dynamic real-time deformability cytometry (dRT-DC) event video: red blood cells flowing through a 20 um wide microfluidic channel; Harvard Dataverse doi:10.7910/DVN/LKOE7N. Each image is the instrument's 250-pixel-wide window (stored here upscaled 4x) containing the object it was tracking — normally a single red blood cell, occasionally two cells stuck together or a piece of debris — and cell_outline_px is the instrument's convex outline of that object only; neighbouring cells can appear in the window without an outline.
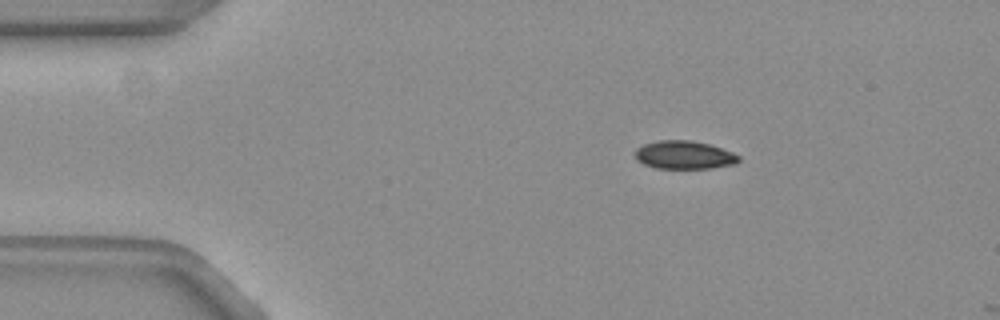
{"species": "common noctule bat (a hibernating species)", "species_latin": "Nyctalus noctula", "temperature_condition": "warm", "stored_images_in_passage": 6, "camera_frame_rate_fps": 3000, "um_per_image_px": 0.085, "animal": {"sex": "female", "body_mass_g": 19.3, "forearm_length_mm": 54.1}, "frame": {"image": 1, "passage_image": 1, "time_ms": 0.0, "image_size_px": [1000, 320], "cell_outline_px": [[740, 160], [736, 164], [708, 168], [656, 168], [644, 164], [636, 160], [636, 148], [644, 144], [660, 140], [688, 140], [708, 144], [720, 148], [740, 156]], "centroid_in_image_um": [58.14, 13.17], "position_along_channel_um": 26.9, "area_um2": 16.82}}